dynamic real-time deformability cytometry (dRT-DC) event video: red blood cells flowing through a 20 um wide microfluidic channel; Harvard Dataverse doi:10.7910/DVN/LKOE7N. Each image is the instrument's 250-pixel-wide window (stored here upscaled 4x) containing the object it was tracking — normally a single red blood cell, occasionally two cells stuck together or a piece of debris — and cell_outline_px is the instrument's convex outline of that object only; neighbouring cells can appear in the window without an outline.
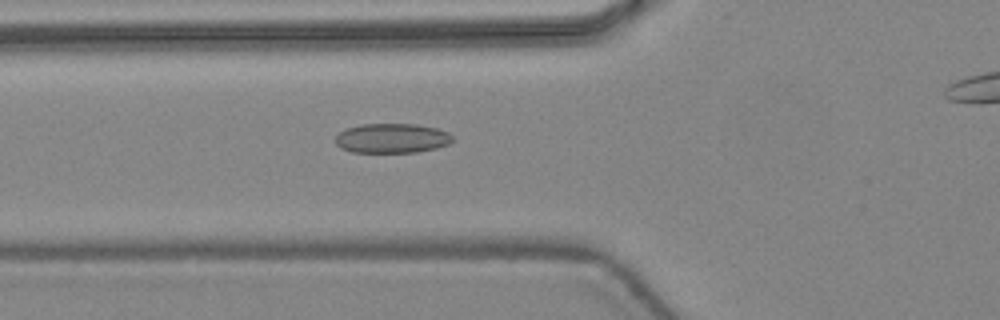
{"species": "common noctule bat (a hibernating species)", "species_latin": "Nyctalus noctula", "temperature_condition": "warm", "stored_images_in_passage": 42, "camera_frame_rate_fps": 3000, "um_per_image_px": 0.085, "animal": {"sex": "female", "body_mass_g": 24.6, "forearm_length_mm": 56.2}, "frame": {"image": 1, "passage_image": 18, "time_ms": 5.667, "image_size_px": [1000, 320], "cell_outline_px": [[452, 140], [448, 144], [436, 148], [416, 152], [352, 152], [340, 148], [336, 144], [336, 136], [340, 132], [348, 128], [360, 124], [416, 124], [436, 128], [448, 132], [452, 136]], "centroid_in_image_um": [33.3, 11.75], "position_along_channel_um": 92.5, "area_um2": 20.11}}
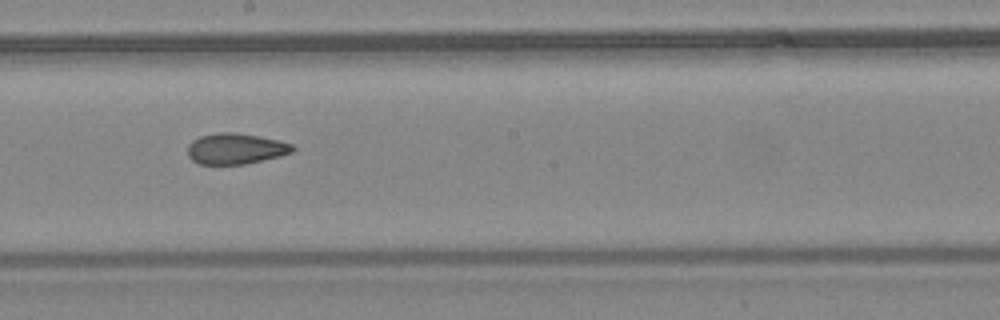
{"frame": {"image": 2, "passage_image": 27, "time_ms": 8.667, "image_size_px": [1000, 320], "cell_outline_px": [[296, 148], [292, 152], [280, 156], [244, 164], [200, 164], [192, 160], [188, 156], [188, 144], [192, 140], [200, 136], [220, 132], [236, 132], [280, 140], [292, 144]], "centroid_in_image_um": [20.03, 12.63], "position_along_channel_um": 228.2, "area_um2": 18.9}}
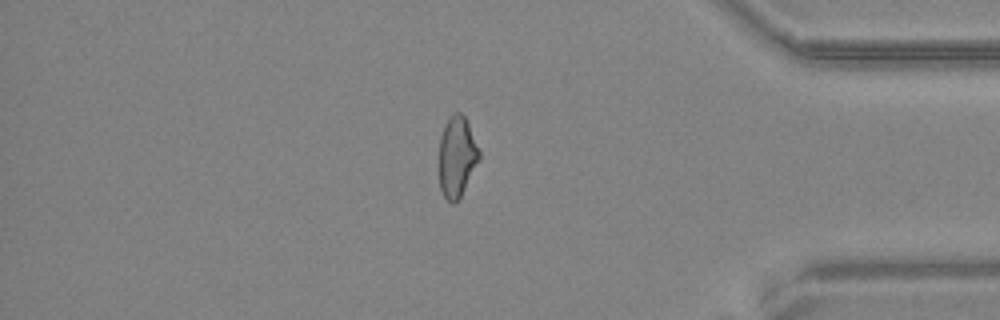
{"frame": {"image": 3, "passage_image": 40, "time_ms": 13.0, "image_size_px": [1000, 320], "cell_outline_px": [[480, 160], [456, 204], [452, 204], [444, 196], [440, 188], [440, 136], [444, 124], [456, 112], [460, 112], [464, 116], [468, 124], [480, 152]], "centroid_in_image_um": [38.84, 13.34], "position_along_channel_um": 396.4, "area_um2": 18.61}}